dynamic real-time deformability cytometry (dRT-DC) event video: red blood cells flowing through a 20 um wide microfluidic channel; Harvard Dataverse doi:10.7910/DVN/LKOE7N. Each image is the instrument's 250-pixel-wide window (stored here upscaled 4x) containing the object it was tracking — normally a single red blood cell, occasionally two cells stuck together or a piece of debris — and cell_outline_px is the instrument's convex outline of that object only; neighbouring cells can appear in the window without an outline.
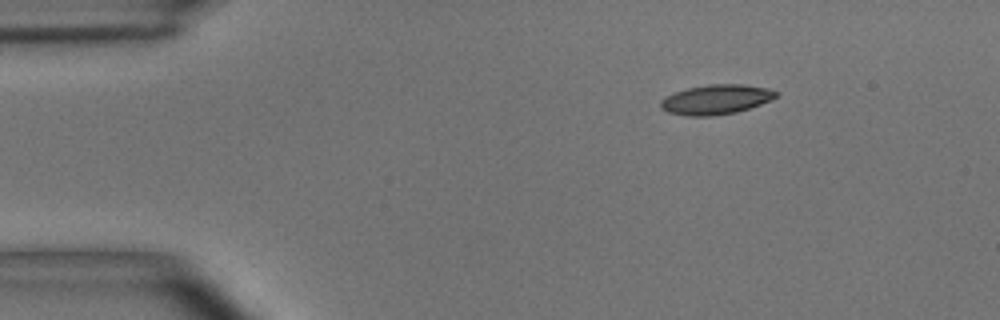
{"species": "common noctule bat (a hibernating species)", "species_latin": "Nyctalus noctula", "temperature_condition": "room temperature", "stored_images_in_passage": 47, "camera_frame_rate_fps": 3000, "um_per_image_px": 0.085, "animal": {"sex": "male", "body_mass_g": 15.6}, "frame": {"image": 1, "passage_image": 1, "time_ms": 0.0, "image_size_px": [1000, 320], "cell_outline_px": [[776, 96], [760, 104], [736, 112], [712, 116], [688, 116], [668, 112], [660, 108], [660, 100], [676, 92], [688, 88], [708, 84], [744, 84], [768, 88], [776, 92]], "centroid_in_image_um": [60.83, 8.46], "position_along_channel_um": 24.2, "area_um2": 19.71}}
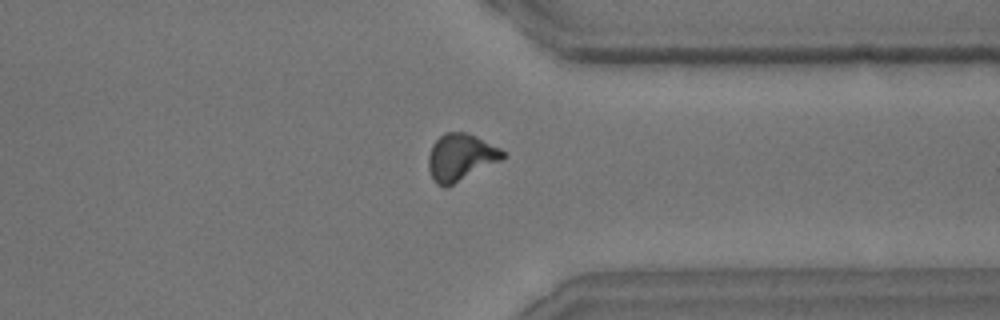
{"frame": {"image": 2, "passage_image": 35, "time_ms": 11.333, "image_size_px": [1000, 320], "cell_outline_px": [[504, 156], [500, 160], [444, 188], [436, 184], [432, 180], [428, 168], [428, 156], [432, 144], [444, 132], [468, 132], [500, 148], [504, 152]], "centroid_in_image_um": [39.09, 13.35], "position_along_channel_um": 372.3, "area_um2": 20.11}}
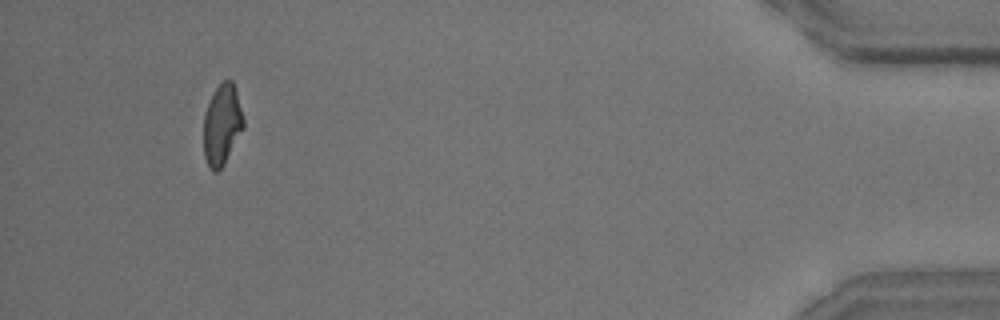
{"frame": {"image": 3, "passage_image": 44, "time_ms": 14.333, "image_size_px": [1000, 320], "cell_outline_px": [[244, 128], [224, 164], [216, 172], [212, 172], [204, 156], [204, 112], [216, 88], [224, 80], [232, 80], [236, 88], [244, 120]], "centroid_in_image_um": [18.88, 10.6], "position_along_channel_um": 416.3, "area_um2": 18.67}, "authors_computed_cell_mechanics": {"area_um2": 19.8832, "velocity_mm_per_s": 3.6785, "shape_relaxation_time_tau1_ms": 4.4163, "shape_relaxation_time_tau2_ms": 2.5669, "deformation_change_tau1": 0.1596, "deformation_change_tau2": 0.1013}}